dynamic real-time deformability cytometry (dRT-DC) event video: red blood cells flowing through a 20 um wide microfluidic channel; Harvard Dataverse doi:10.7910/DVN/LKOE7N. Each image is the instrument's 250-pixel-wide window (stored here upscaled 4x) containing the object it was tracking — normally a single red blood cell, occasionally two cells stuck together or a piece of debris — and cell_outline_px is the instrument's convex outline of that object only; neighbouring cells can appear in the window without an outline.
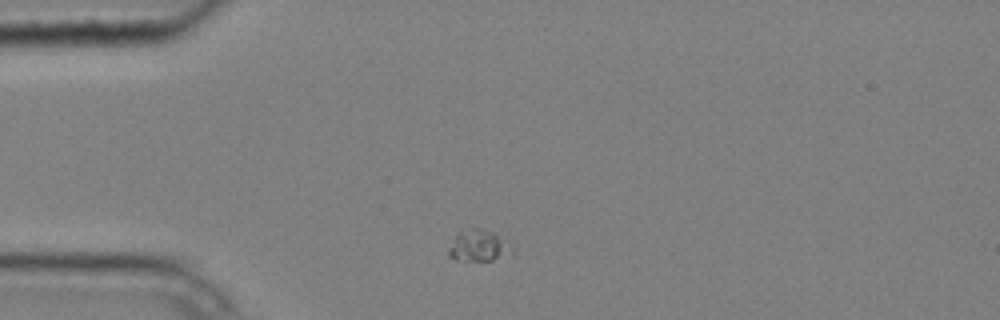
{"species": "common noctule bat (a hibernating species)", "species_latin": "Nyctalus noctula", "temperature_condition": "cold", "stored_images_in_passage": 7, "camera_frame_rate_fps": 3000, "um_per_image_px": 0.085, "animal": {"sex": "male", "body_mass_g": 20.4}, "frame": {"image": 1, "passage_image": 1, "time_ms": 0.0, "image_size_px": [1000, 320], "cell_outline_px": [[516, 256], [492, 260], [456, 260], [448, 256], [448, 248], [456, 236], [460, 232], [472, 228], [484, 228], [496, 236]], "centroid_in_image_um": [40.63, 20.93], "position_along_channel_um": 44.4, "area_um2": 11.16}}
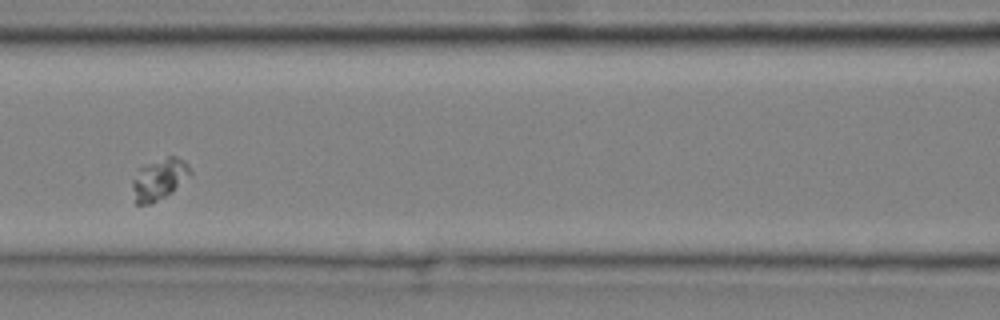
{"frame": {"image": 2, "passage_image": 4, "time_ms": 1.0, "image_size_px": [1000, 320], "cell_outline_px": [[192, 172], [172, 192], [152, 204], [136, 204], [132, 188], [132, 180], [140, 168], [148, 164], [168, 156], [176, 156], [184, 160], [188, 164]], "centroid_in_image_um": [13.53, 15.24], "position_along_channel_um": 153.1, "area_um2": 13.7}}
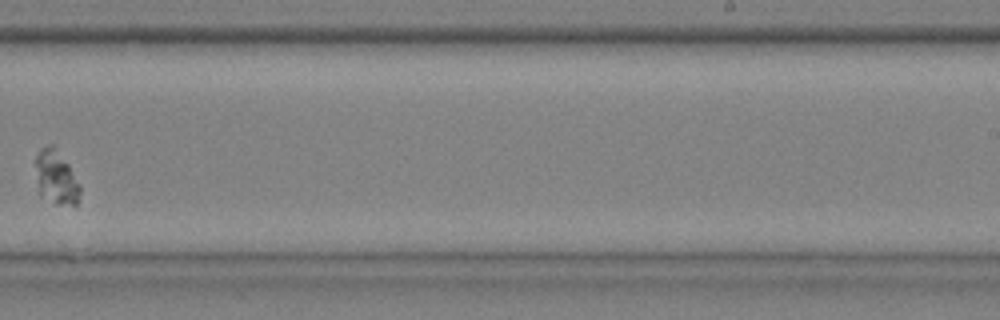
{"frame": {"image": 3, "passage_image": 7, "time_ms": 2.0, "image_size_px": [1000, 320], "cell_outline_px": [[80, 192], [76, 204], [56, 204], [40, 196], [36, 164], [36, 156], [40, 148], [48, 144], [52, 144], [68, 164], [80, 184]], "centroid_in_image_um": [4.77, 15.07], "position_along_channel_um": 284.2, "area_um2": 13.64}}